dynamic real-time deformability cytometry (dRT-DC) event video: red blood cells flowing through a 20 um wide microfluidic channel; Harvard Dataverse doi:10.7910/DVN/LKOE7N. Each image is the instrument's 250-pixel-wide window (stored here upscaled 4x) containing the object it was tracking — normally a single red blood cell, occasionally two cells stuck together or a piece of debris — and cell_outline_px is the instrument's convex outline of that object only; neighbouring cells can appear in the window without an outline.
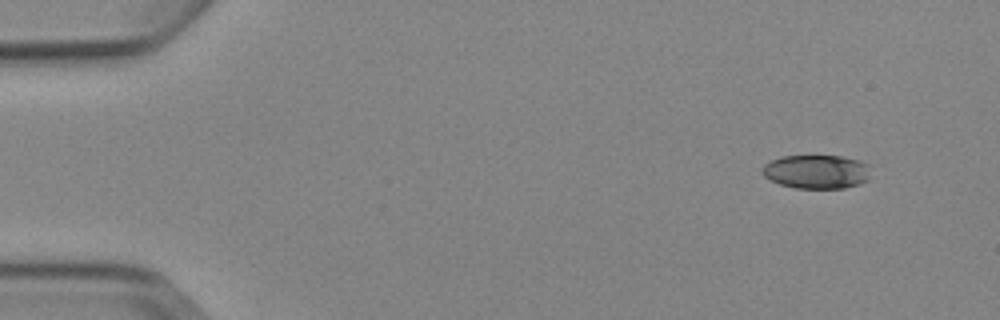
{"species": "Egyptian fruit bat (a non-hibernating species)", "species_latin": "Rousettus aegyptiacus", "temperature_condition": "cold", "stored_images_in_passage": 4, "camera_frame_rate_fps": 3000, "um_per_image_px": 0.085, "animal": {"sex": "female"}, "frame": {"image": 1, "passage_image": 1, "time_ms": 0.0, "image_size_px": [1000, 320], "cell_outline_px": [[868, 180], [860, 184], [844, 188], [796, 188], [780, 184], [764, 176], [760, 172], [764, 164], [780, 156], [840, 156], [856, 160], [868, 164]], "centroid_in_image_um": [69.37, 14.6], "position_along_channel_um": 15.6, "area_um2": 21.27}}
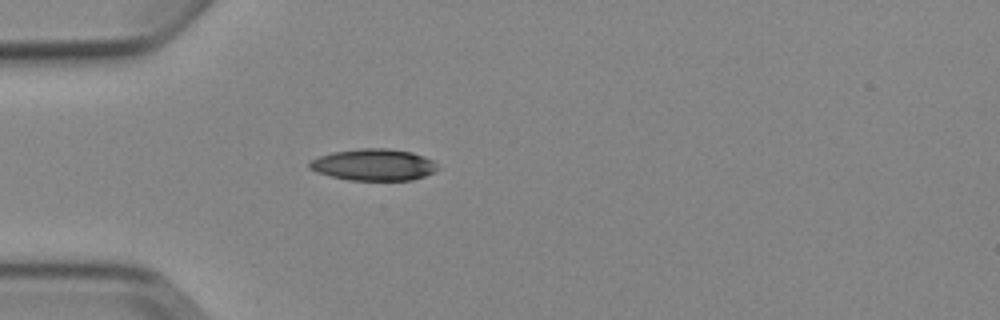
{"frame": {"image": 2, "passage_image": 4, "time_ms": 3.667, "image_size_px": [1000, 320], "cell_outline_px": [[440, 168], [424, 176], [412, 180], [348, 180], [316, 172], [308, 168], [308, 164], [312, 160], [320, 156], [332, 152], [360, 148], [388, 148], [412, 152], [424, 156], [432, 160]], "centroid_in_image_um": [31.76, 14.0], "position_along_channel_um": 53.2, "area_um2": 23.64}}